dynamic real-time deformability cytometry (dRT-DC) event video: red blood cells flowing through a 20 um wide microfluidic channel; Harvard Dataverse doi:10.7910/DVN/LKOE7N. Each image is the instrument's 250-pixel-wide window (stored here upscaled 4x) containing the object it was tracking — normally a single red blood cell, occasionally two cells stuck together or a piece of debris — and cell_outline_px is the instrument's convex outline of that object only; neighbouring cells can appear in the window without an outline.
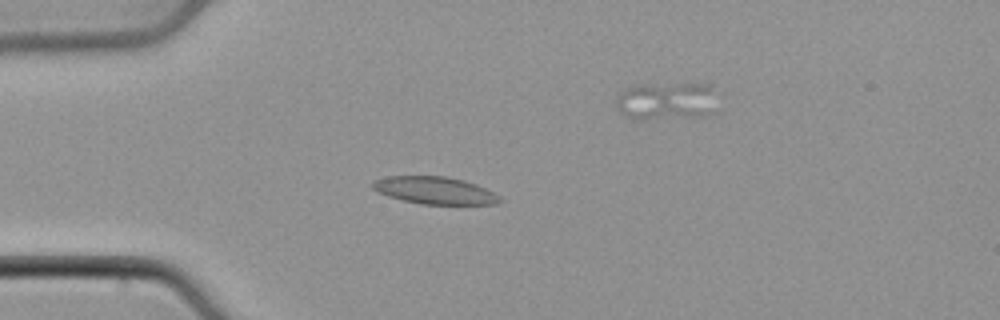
{"species": "common noctule bat (a hibernating species)", "species_latin": "Nyctalus noctula", "temperature_condition": "cold", "stored_images_in_passage": 51, "segment_of_instrument_passage": [1, 2], "camera_frame_rate_fps": 3000, "um_per_image_px": 0.085, "animal": {"sex": "male", "body_mass_g": 21.5, "forearm_length_mm": 52.0}, "frame": {"image": 1, "passage_image": 14, "time_ms": 4.333, "image_size_px": [1000, 320], "cell_outline_px": [[504, 200], [496, 204], [420, 204], [388, 196], [372, 188], [372, 184], [376, 180], [388, 176], [444, 176], [464, 180], [476, 184], [500, 196]], "centroid_in_image_um": [36.99, 16.19], "position_along_channel_um": 48.0, "area_um2": 20.06}}
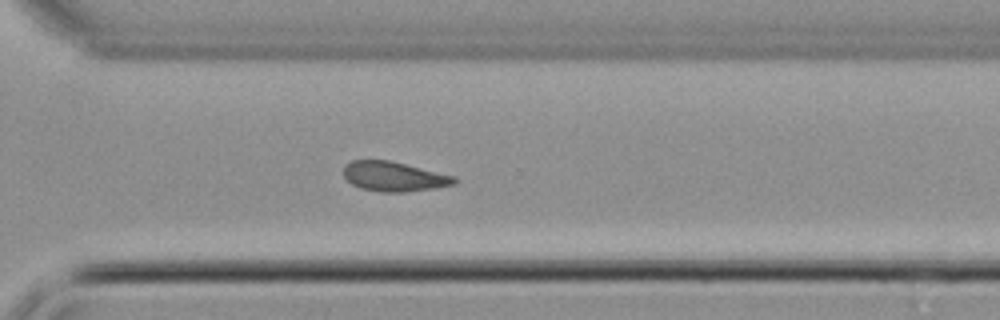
{"frame": {"image": 2, "passage_image": 36, "time_ms": 11.667, "image_size_px": [1000, 320], "cell_outline_px": [[456, 184], [436, 188], [404, 192], [380, 192], [360, 188], [352, 184], [344, 176], [344, 164], [352, 160], [388, 160], [456, 176]], "centroid_in_image_um": [33.49, 15.01], "position_along_channel_um": 337.1, "area_um2": 19.19}}
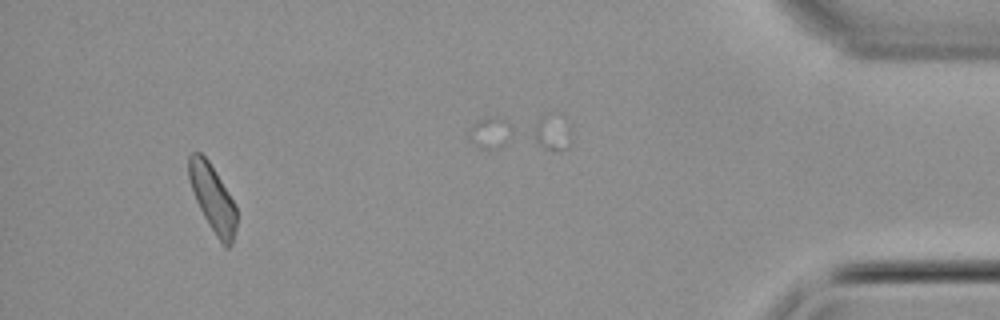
{"frame": {"image": 3, "passage_image": 47, "time_ms": 15.333, "image_size_px": [1000, 320], "cell_outline_px": [[236, 228], [232, 244], [228, 248], [224, 248], [216, 236], [204, 216], [192, 192], [188, 176], [188, 156], [192, 152], [200, 152], [208, 160], [228, 192], [236, 208]], "centroid_in_image_um": [18.06, 16.86], "position_along_channel_um": 417.1, "area_um2": 18.44}}